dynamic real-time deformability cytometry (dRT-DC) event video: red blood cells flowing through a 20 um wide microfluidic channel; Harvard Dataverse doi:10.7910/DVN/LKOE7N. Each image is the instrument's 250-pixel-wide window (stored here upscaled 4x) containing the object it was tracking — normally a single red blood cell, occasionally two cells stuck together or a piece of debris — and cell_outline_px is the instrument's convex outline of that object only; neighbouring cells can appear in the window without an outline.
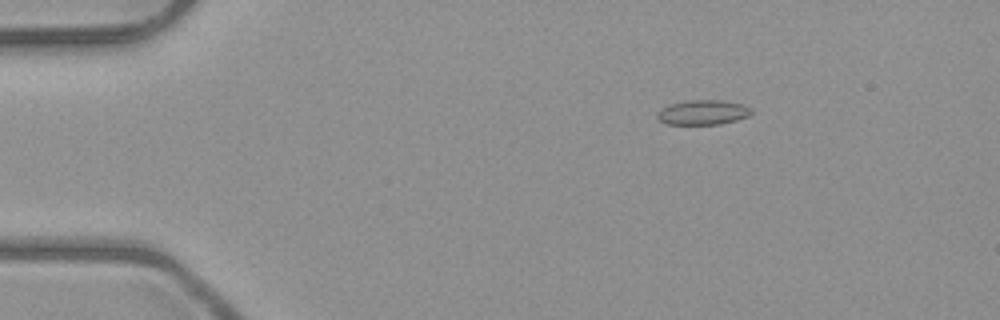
{"species": "common noctule bat (a hibernating species)", "species_latin": "Nyctalus noctula", "temperature_condition": "room temperature", "stored_images_in_passage": 4, "camera_frame_rate_fps": 3000, "um_per_image_px": 0.085, "animal": {"sex": "male", "body_mass_g": 23.1, "forearm_length_mm": 52.7}, "frame": {"image": 1, "passage_image": 2, "time_ms": 1.333, "image_size_px": [1000, 320], "cell_outline_px": [[752, 112], [748, 116], [736, 120], [720, 124], [668, 124], [660, 120], [656, 116], [656, 112], [672, 104], [688, 100], [720, 100], [744, 104], [752, 108]], "centroid_in_image_um": [59.78, 9.55], "position_along_channel_um": 25.2, "area_um2": 13.47}}